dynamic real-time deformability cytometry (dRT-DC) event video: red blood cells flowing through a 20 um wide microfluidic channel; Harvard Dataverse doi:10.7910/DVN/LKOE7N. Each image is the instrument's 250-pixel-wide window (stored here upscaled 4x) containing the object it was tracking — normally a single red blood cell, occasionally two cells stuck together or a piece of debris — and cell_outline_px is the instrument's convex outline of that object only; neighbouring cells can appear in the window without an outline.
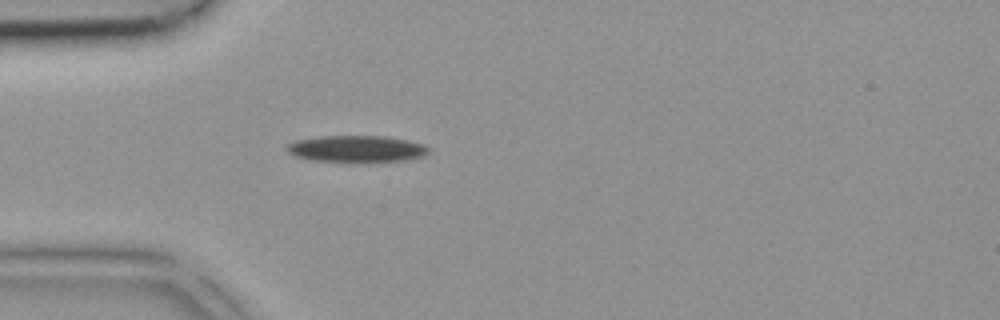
{"species": "common noctule bat (a hibernating species)", "species_latin": "Nyctalus noctula", "temperature_condition": "room temperature", "stored_images_in_passage": 1, "camera_frame_rate_fps": 3000, "um_per_image_px": 0.085, "animal": {"sex": "female", "body_mass_g": 18.4}, "frame": {"image": 1, "passage_image": 1, "time_ms": 0.0, "image_size_px": [1000, 320], "cell_outline_px": [[428, 152], [424, 156], [408, 160], [364, 164], [312, 160], [296, 156], [288, 152], [284, 148], [288, 144], [296, 140], [320, 136], [384, 136], [408, 140], [424, 144], [428, 148]], "centroid_in_image_um": [30.33, 12.68], "position_along_channel_um": 54.7, "area_um2": 22.77}}